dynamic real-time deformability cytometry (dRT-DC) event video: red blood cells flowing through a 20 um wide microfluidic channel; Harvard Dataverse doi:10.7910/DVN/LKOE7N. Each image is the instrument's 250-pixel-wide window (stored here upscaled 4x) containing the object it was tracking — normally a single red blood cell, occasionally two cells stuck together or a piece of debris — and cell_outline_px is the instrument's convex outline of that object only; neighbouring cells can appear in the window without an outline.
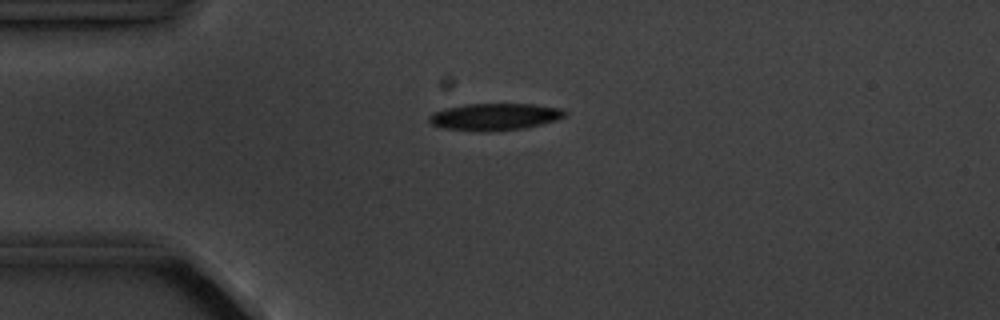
{"species": "common noctule bat (a hibernating species)", "species_latin": "Nyctalus noctula", "temperature_condition": "cold", "stored_images_in_passage": 7, "camera_frame_rate_fps": 3000, "um_per_image_px": 0.085, "animal": {"sex": "male", "body_mass_g": 20.1, "forearm_length_mm": 53.5}, "frame": {"image": 1, "passage_image": 2, "time_ms": 1.333, "image_size_px": [1000, 320], "cell_outline_px": [[568, 116], [556, 120], [524, 128], [484, 132], [440, 128], [432, 124], [428, 120], [428, 116], [432, 112], [444, 108], [464, 104], [536, 104], [564, 108], [568, 112]], "centroid_in_image_um": [42.06, 9.92], "position_along_channel_um": 42.9, "area_um2": 21.73}}
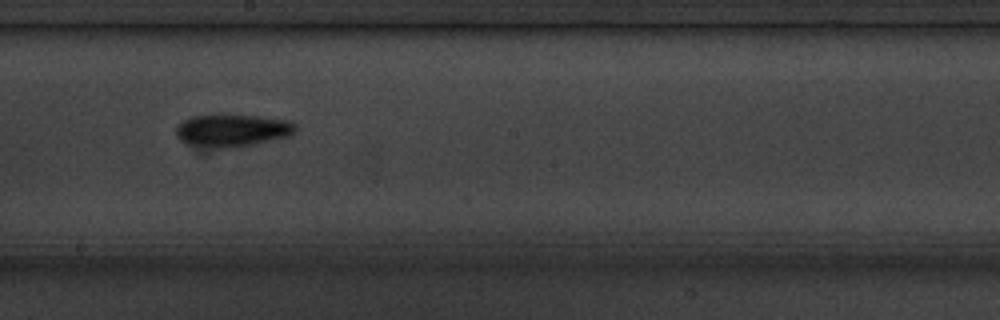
{"frame": {"image": 2, "passage_image": 7, "time_ms": 7.0, "image_size_px": [1000, 320], "cell_outline_px": [[296, 132], [292, 136], [252, 144], [228, 148], [216, 148], [188, 144], [180, 140], [176, 136], [176, 124], [192, 116], [216, 112], [224, 112], [260, 116], [288, 120], [296, 124]], "centroid_in_image_um": [19.73, 11.03], "position_along_channel_um": 228.5, "area_um2": 23.52}}